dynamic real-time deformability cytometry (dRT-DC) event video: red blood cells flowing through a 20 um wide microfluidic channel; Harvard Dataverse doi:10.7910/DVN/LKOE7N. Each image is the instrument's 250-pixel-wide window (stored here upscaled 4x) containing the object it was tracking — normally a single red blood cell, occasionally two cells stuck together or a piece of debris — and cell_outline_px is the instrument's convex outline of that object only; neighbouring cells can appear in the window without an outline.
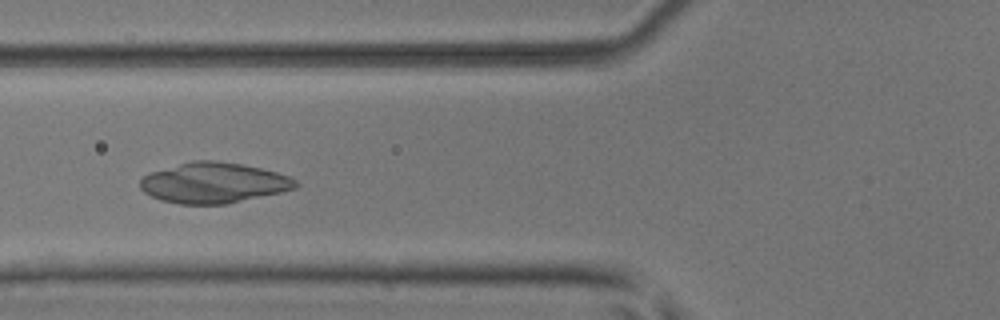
{"species": "common noctule bat (a hibernating species)", "species_latin": "Nyctalus noctula", "temperature_condition": "room temperature", "stored_images_in_passage": 52, "camera_frame_rate_fps": 3000, "um_per_image_px": 0.085, "animal": {"sex": "male", "body_mass_g": 17.9, "forearm_length_mm": 54.2}, "frame": {"image": 1, "passage_image": 20, "time_ms": 6.333, "image_size_px": [1000, 320], "cell_outline_px": [[300, 184], [296, 188], [280, 192], [228, 204], [180, 204], [160, 200], [144, 192], [140, 188], [140, 180], [144, 176], [152, 172], [192, 160], [216, 160], [244, 164], [276, 172], [288, 176], [296, 180]], "centroid_in_image_um": [18.17, 15.54], "position_along_channel_um": 107.6, "area_um2": 36.65}}
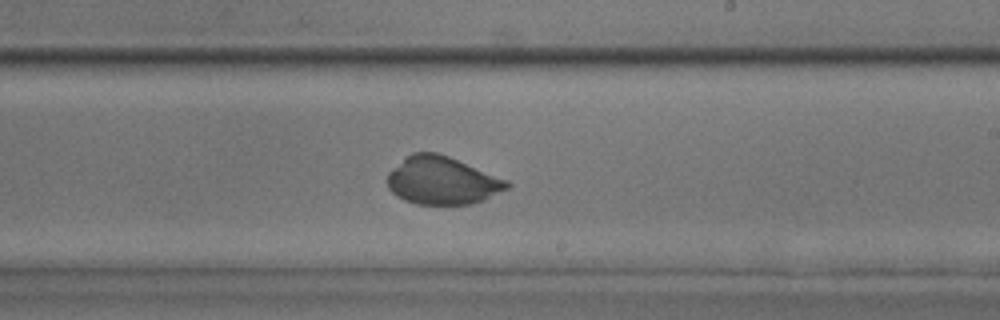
{"frame": {"image": 2, "passage_image": 31, "time_ms": 10.0, "image_size_px": [1000, 320], "cell_outline_px": [[512, 184], [508, 188], [484, 200], [472, 204], [416, 204], [404, 200], [396, 196], [388, 188], [388, 172], [392, 168], [412, 152], [436, 152], [448, 156], [508, 180]], "centroid_in_image_um": [37.58, 15.35], "position_along_channel_um": 251.4, "area_um2": 33.29}}
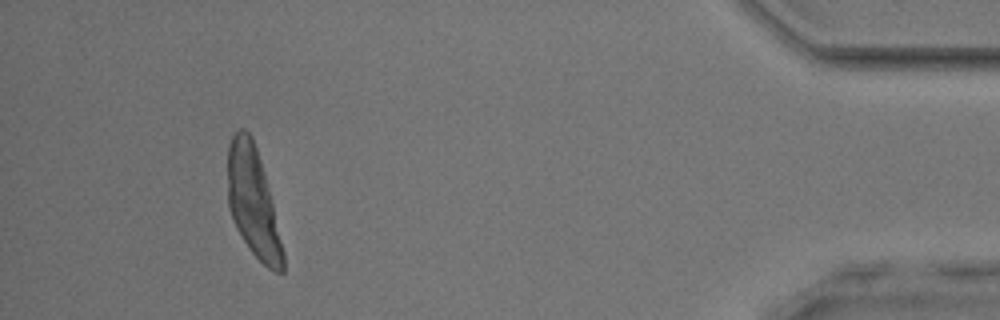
{"frame": {"image": 3, "passage_image": 48, "time_ms": 15.667, "image_size_px": [1000, 320], "cell_outline_px": [[284, 272], [276, 272], [268, 268], [248, 248], [236, 228], [228, 208], [228, 144], [232, 136], [240, 128], [244, 128], [252, 136], [260, 160], [268, 188], [284, 252]], "centroid_in_image_um": [21.49, 17.18], "position_along_channel_um": 413.7, "area_um2": 34.8}}